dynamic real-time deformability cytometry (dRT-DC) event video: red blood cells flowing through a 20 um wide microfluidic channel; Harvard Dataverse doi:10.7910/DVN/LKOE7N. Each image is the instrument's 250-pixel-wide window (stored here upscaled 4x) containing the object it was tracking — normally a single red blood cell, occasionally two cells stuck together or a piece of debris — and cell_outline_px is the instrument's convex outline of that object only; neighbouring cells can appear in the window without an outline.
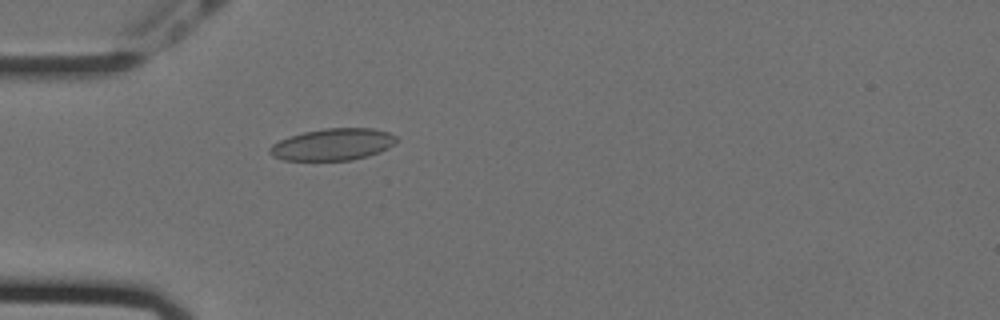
{"species": "Egyptian fruit bat (a non-hibernating species)", "species_latin": "Rousettus aegyptiacus", "temperature_condition": "cold", "stored_images_in_passage": 57, "camera_frame_rate_fps": 3000, "um_per_image_px": 0.085, "animal": {"sex": "female"}, "frame": {"image": 1, "passage_image": 17, "time_ms": 5.333, "image_size_px": [1000, 320], "cell_outline_px": [[400, 140], [388, 148], [380, 152], [368, 156], [352, 160], [284, 160], [272, 156], [268, 152], [268, 148], [272, 144], [288, 136], [304, 132], [324, 128], [372, 128], [388, 132], [396, 136]], "centroid_in_image_um": [28.3, 12.27], "position_along_channel_um": 56.7, "area_um2": 23.7}}
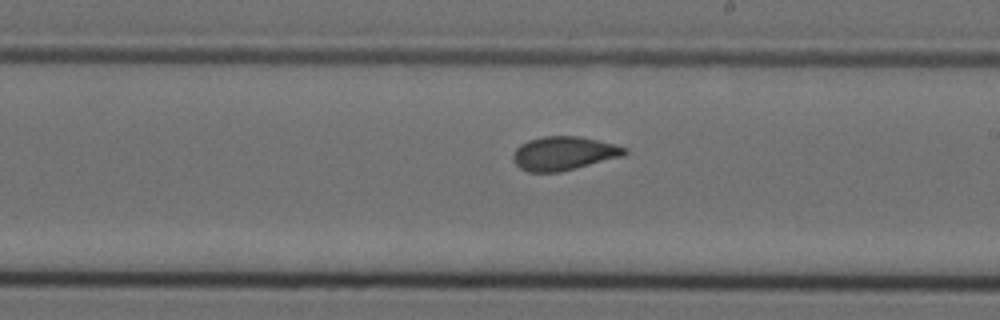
{"frame": {"image": 2, "passage_image": 33, "time_ms": 10.667, "image_size_px": [1000, 320], "cell_outline_px": [[628, 152], [624, 156], [560, 172], [528, 172], [520, 168], [512, 160], [512, 156], [516, 148], [520, 144], [528, 140], [544, 136], [580, 136], [628, 148]], "centroid_in_image_um": [47.9, 13.04], "position_along_channel_um": 241.1, "area_um2": 21.96}}
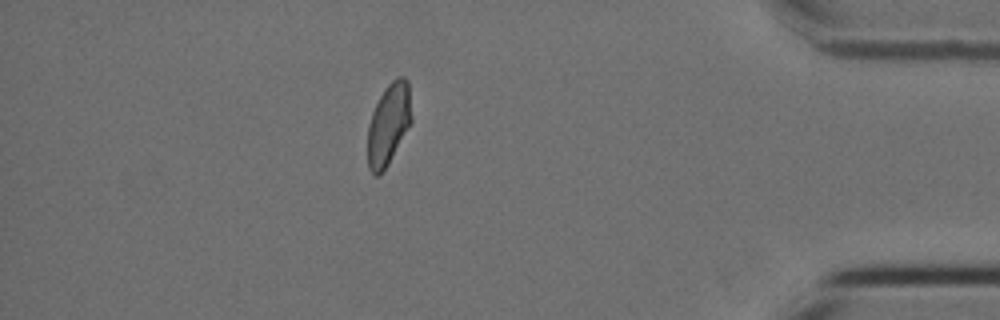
{"frame": {"image": 3, "passage_image": 50, "time_ms": 16.333, "image_size_px": [1000, 320], "cell_outline_px": [[412, 124], [388, 164], [380, 176], [376, 176], [368, 168], [368, 124], [372, 112], [380, 96], [388, 84], [396, 76], [404, 76], [408, 80], [412, 116]], "centroid_in_image_um": [33.05, 10.55], "position_along_channel_um": 402.1, "area_um2": 21.1}, "authors_computed_cell_mechanics": {"area_um2": 22.1952, "velocity_mm_per_s": 3.5499, "shape_relaxation_time_tau1_ms": null, "shape_relaxation_time_tau2_ms": 0.9146, "deformation_change_tau1": null, "deformation_change_tau2": 0.0661}}